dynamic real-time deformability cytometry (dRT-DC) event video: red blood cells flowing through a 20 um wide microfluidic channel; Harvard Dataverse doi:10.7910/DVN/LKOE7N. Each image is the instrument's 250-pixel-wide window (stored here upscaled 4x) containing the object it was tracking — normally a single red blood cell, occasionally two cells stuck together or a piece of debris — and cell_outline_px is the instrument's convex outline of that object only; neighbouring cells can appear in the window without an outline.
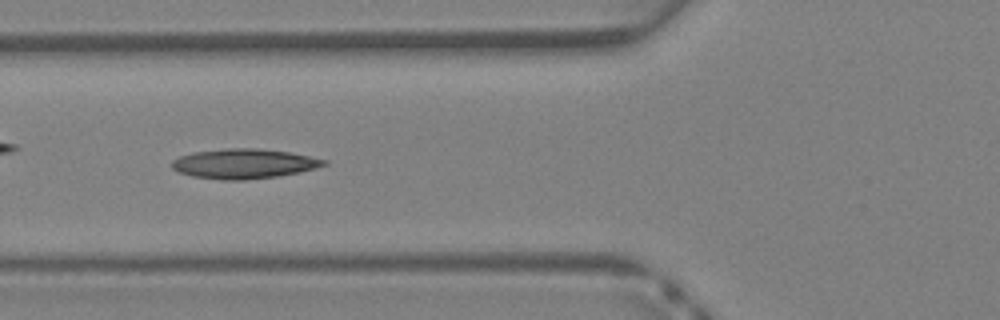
{"species": "Egyptian fruit bat (a non-hibernating species)", "species_latin": "Rousettus aegyptiacus", "temperature_condition": "warm", "stored_images_in_passage": 39, "camera_frame_rate_fps": 3000, "um_per_image_px": 0.085, "animal": {"sex": "female"}, "frame": {"image": 1, "passage_image": 14, "time_ms": 4.333, "image_size_px": [1000, 320], "cell_outline_px": [[328, 164], [300, 172], [276, 176], [244, 180], [220, 180], [192, 176], [180, 172], [172, 168], [172, 160], [180, 156], [192, 152], [224, 148], [256, 148], [288, 152], [328, 160]], "centroid_in_image_um": [20.71, 13.91], "position_along_channel_um": 105.1, "area_um2": 26.3}}
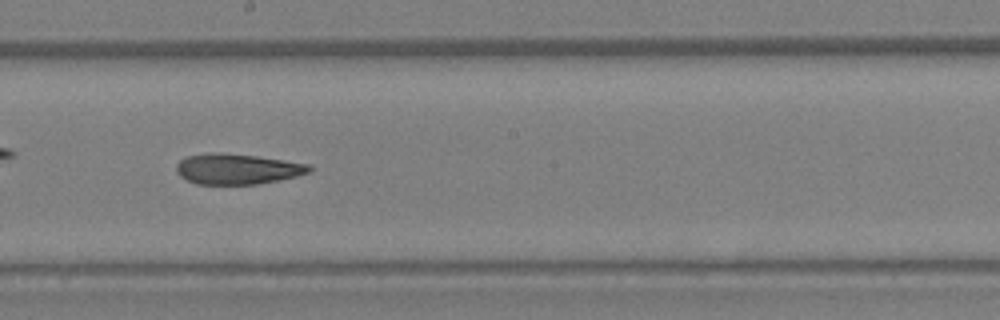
{"frame": {"image": 2, "passage_image": 21, "time_ms": 6.667, "image_size_px": [1000, 320], "cell_outline_px": [[312, 168], [308, 172], [296, 176], [256, 184], [196, 184], [180, 176], [176, 172], [176, 164], [180, 160], [188, 156], [212, 152], [220, 152], [256, 156], [312, 164]], "centroid_in_image_um": [20.15, 14.35], "position_along_channel_um": 228.1, "area_um2": 23.52}}
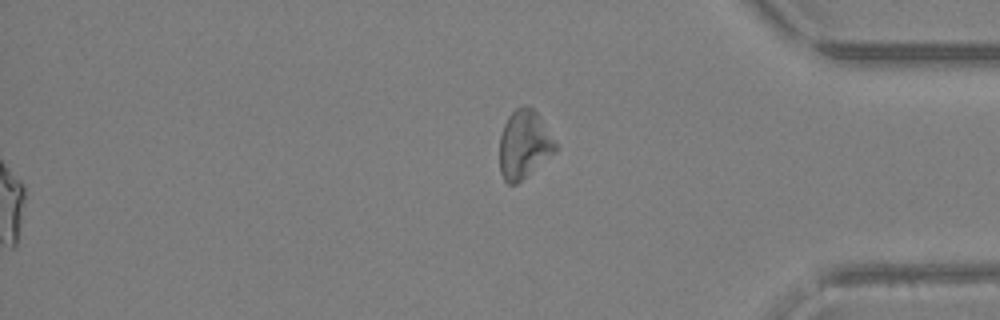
{"frame": {"image": 3, "passage_image": 39, "time_ms": 12.667, "image_size_px": [1000, 320], "cell_outline_px": [[560, 148], [556, 152], [516, 184], [508, 184], [504, 180], [500, 172], [500, 136], [504, 124], [508, 116], [516, 108], [532, 108], [536, 112], [560, 144]], "centroid_in_image_um": [44.59, 12.3], "position_along_channel_um": 390.6, "area_um2": 22.31}}